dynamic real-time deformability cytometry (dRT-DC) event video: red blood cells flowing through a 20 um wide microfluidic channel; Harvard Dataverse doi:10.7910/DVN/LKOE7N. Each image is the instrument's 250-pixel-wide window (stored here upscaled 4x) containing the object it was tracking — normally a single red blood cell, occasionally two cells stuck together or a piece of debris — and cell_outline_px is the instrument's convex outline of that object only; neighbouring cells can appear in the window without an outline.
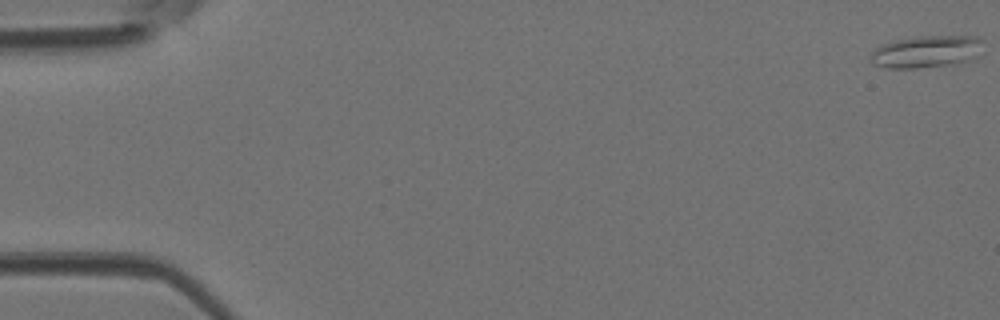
{"species": "Egyptian fruit bat (a non-hibernating species)", "species_latin": "Rousettus aegyptiacus", "temperature_condition": "room temperature", "stored_images_in_passage": 10, "camera_frame_rate_fps": 3000, "um_per_image_px": 0.085, "animal": {"sex": "female"}, "frame": {"image": 1, "passage_image": 1, "time_ms": 0.0, "image_size_px": [1000, 320], "cell_outline_px": [[984, 40], [976, 56], [968, 60], [956, 64], [916, 68], [884, 68], [872, 64], [872, 52], [876, 48], [892, 40], [908, 36], [976, 36]], "centroid_in_image_um": [78.72, 4.38], "position_along_channel_um": 6.3, "area_um2": 21.21}}